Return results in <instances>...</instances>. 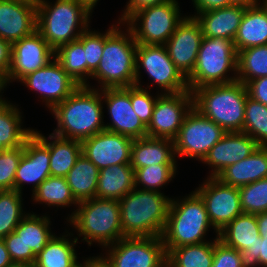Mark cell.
<instances>
[{
	"label": "cell",
	"mask_w": 267,
	"mask_h": 267,
	"mask_svg": "<svg viewBox=\"0 0 267 267\" xmlns=\"http://www.w3.org/2000/svg\"><path fill=\"white\" fill-rule=\"evenodd\" d=\"M89 86H79L51 110L58 124L52 134L64 139L83 141L105 130L102 89L100 92V89L98 91Z\"/></svg>",
	"instance_id": "cell-1"
},
{
	"label": "cell",
	"mask_w": 267,
	"mask_h": 267,
	"mask_svg": "<svg viewBox=\"0 0 267 267\" xmlns=\"http://www.w3.org/2000/svg\"><path fill=\"white\" fill-rule=\"evenodd\" d=\"M171 198L157 191L136 187L119 200L125 237L159 236L165 230Z\"/></svg>",
	"instance_id": "cell-2"
},
{
	"label": "cell",
	"mask_w": 267,
	"mask_h": 267,
	"mask_svg": "<svg viewBox=\"0 0 267 267\" xmlns=\"http://www.w3.org/2000/svg\"><path fill=\"white\" fill-rule=\"evenodd\" d=\"M193 107L219 125L225 132H242L246 85L236 80L225 84L202 86L193 92Z\"/></svg>",
	"instance_id": "cell-3"
},
{
	"label": "cell",
	"mask_w": 267,
	"mask_h": 267,
	"mask_svg": "<svg viewBox=\"0 0 267 267\" xmlns=\"http://www.w3.org/2000/svg\"><path fill=\"white\" fill-rule=\"evenodd\" d=\"M36 2V30L54 51L62 45L77 40L88 29L92 10L83 2L56 0L54 5L45 0ZM77 27H80L79 30Z\"/></svg>",
	"instance_id": "cell-4"
},
{
	"label": "cell",
	"mask_w": 267,
	"mask_h": 267,
	"mask_svg": "<svg viewBox=\"0 0 267 267\" xmlns=\"http://www.w3.org/2000/svg\"><path fill=\"white\" fill-rule=\"evenodd\" d=\"M126 30L128 34L112 25L105 33L102 58L91 76L99 80L101 89L135 85L137 43L132 31Z\"/></svg>",
	"instance_id": "cell-5"
},
{
	"label": "cell",
	"mask_w": 267,
	"mask_h": 267,
	"mask_svg": "<svg viewBox=\"0 0 267 267\" xmlns=\"http://www.w3.org/2000/svg\"><path fill=\"white\" fill-rule=\"evenodd\" d=\"M68 221L90 246L96 241L105 248L124 238L120 221V203L115 199L94 197L79 202Z\"/></svg>",
	"instance_id": "cell-6"
},
{
	"label": "cell",
	"mask_w": 267,
	"mask_h": 267,
	"mask_svg": "<svg viewBox=\"0 0 267 267\" xmlns=\"http://www.w3.org/2000/svg\"><path fill=\"white\" fill-rule=\"evenodd\" d=\"M210 226L204 200L196 191L180 202L171 199L162 234L166 253L172 248L207 242L203 238Z\"/></svg>",
	"instance_id": "cell-7"
},
{
	"label": "cell",
	"mask_w": 267,
	"mask_h": 267,
	"mask_svg": "<svg viewBox=\"0 0 267 267\" xmlns=\"http://www.w3.org/2000/svg\"><path fill=\"white\" fill-rule=\"evenodd\" d=\"M237 73V51L234 42L220 37H203L194 70L187 77L189 90L202 86L225 84L237 80L229 71ZM229 77V78H228Z\"/></svg>",
	"instance_id": "cell-8"
},
{
	"label": "cell",
	"mask_w": 267,
	"mask_h": 267,
	"mask_svg": "<svg viewBox=\"0 0 267 267\" xmlns=\"http://www.w3.org/2000/svg\"><path fill=\"white\" fill-rule=\"evenodd\" d=\"M179 8L176 0H168L134 12L125 22L137 44L164 45L184 19Z\"/></svg>",
	"instance_id": "cell-9"
},
{
	"label": "cell",
	"mask_w": 267,
	"mask_h": 267,
	"mask_svg": "<svg viewBox=\"0 0 267 267\" xmlns=\"http://www.w3.org/2000/svg\"><path fill=\"white\" fill-rule=\"evenodd\" d=\"M140 67L147 72L153 82L164 89V94H176L189 90L187 78L170 59L164 45L137 44L135 85L138 87L141 86Z\"/></svg>",
	"instance_id": "cell-10"
},
{
	"label": "cell",
	"mask_w": 267,
	"mask_h": 267,
	"mask_svg": "<svg viewBox=\"0 0 267 267\" xmlns=\"http://www.w3.org/2000/svg\"><path fill=\"white\" fill-rule=\"evenodd\" d=\"M225 133L219 125L192 107L174 139L175 155L202 161Z\"/></svg>",
	"instance_id": "cell-11"
},
{
	"label": "cell",
	"mask_w": 267,
	"mask_h": 267,
	"mask_svg": "<svg viewBox=\"0 0 267 267\" xmlns=\"http://www.w3.org/2000/svg\"><path fill=\"white\" fill-rule=\"evenodd\" d=\"M107 247L114 267H167L162 237H124Z\"/></svg>",
	"instance_id": "cell-12"
},
{
	"label": "cell",
	"mask_w": 267,
	"mask_h": 267,
	"mask_svg": "<svg viewBox=\"0 0 267 267\" xmlns=\"http://www.w3.org/2000/svg\"><path fill=\"white\" fill-rule=\"evenodd\" d=\"M192 107L193 94L190 90L158 95L147 126V137L174 140Z\"/></svg>",
	"instance_id": "cell-13"
},
{
	"label": "cell",
	"mask_w": 267,
	"mask_h": 267,
	"mask_svg": "<svg viewBox=\"0 0 267 267\" xmlns=\"http://www.w3.org/2000/svg\"><path fill=\"white\" fill-rule=\"evenodd\" d=\"M206 180L196 192L204 200L209 221L218 235V232L243 213L239 188L227 185L217 177H208Z\"/></svg>",
	"instance_id": "cell-14"
},
{
	"label": "cell",
	"mask_w": 267,
	"mask_h": 267,
	"mask_svg": "<svg viewBox=\"0 0 267 267\" xmlns=\"http://www.w3.org/2000/svg\"><path fill=\"white\" fill-rule=\"evenodd\" d=\"M20 81L31 90L40 93L41 98L44 99L43 102L45 101V105L50 110L63 102L80 86L55 58L45 67L26 75Z\"/></svg>",
	"instance_id": "cell-15"
},
{
	"label": "cell",
	"mask_w": 267,
	"mask_h": 267,
	"mask_svg": "<svg viewBox=\"0 0 267 267\" xmlns=\"http://www.w3.org/2000/svg\"><path fill=\"white\" fill-rule=\"evenodd\" d=\"M112 123L105 130L122 134L131 139L147 136V127L138 118L131 104V86L102 89Z\"/></svg>",
	"instance_id": "cell-16"
},
{
	"label": "cell",
	"mask_w": 267,
	"mask_h": 267,
	"mask_svg": "<svg viewBox=\"0 0 267 267\" xmlns=\"http://www.w3.org/2000/svg\"><path fill=\"white\" fill-rule=\"evenodd\" d=\"M55 51L41 34L35 30L32 34L11 44V66L8 81L21 80L26 75L45 67L53 60Z\"/></svg>",
	"instance_id": "cell-17"
},
{
	"label": "cell",
	"mask_w": 267,
	"mask_h": 267,
	"mask_svg": "<svg viewBox=\"0 0 267 267\" xmlns=\"http://www.w3.org/2000/svg\"><path fill=\"white\" fill-rule=\"evenodd\" d=\"M133 139L101 131L81 141L82 154L99 170L117 164H130Z\"/></svg>",
	"instance_id": "cell-18"
},
{
	"label": "cell",
	"mask_w": 267,
	"mask_h": 267,
	"mask_svg": "<svg viewBox=\"0 0 267 267\" xmlns=\"http://www.w3.org/2000/svg\"><path fill=\"white\" fill-rule=\"evenodd\" d=\"M203 37L199 22L186 16L164 44L170 59L186 78L195 68Z\"/></svg>",
	"instance_id": "cell-19"
},
{
	"label": "cell",
	"mask_w": 267,
	"mask_h": 267,
	"mask_svg": "<svg viewBox=\"0 0 267 267\" xmlns=\"http://www.w3.org/2000/svg\"><path fill=\"white\" fill-rule=\"evenodd\" d=\"M36 0H0V38L13 43L36 30Z\"/></svg>",
	"instance_id": "cell-20"
},
{
	"label": "cell",
	"mask_w": 267,
	"mask_h": 267,
	"mask_svg": "<svg viewBox=\"0 0 267 267\" xmlns=\"http://www.w3.org/2000/svg\"><path fill=\"white\" fill-rule=\"evenodd\" d=\"M23 146L24 152L14 179V190L22 193V185L32 183L34 192L51 175L50 152L49 148L34 133Z\"/></svg>",
	"instance_id": "cell-21"
},
{
	"label": "cell",
	"mask_w": 267,
	"mask_h": 267,
	"mask_svg": "<svg viewBox=\"0 0 267 267\" xmlns=\"http://www.w3.org/2000/svg\"><path fill=\"white\" fill-rule=\"evenodd\" d=\"M258 147L244 132H226L202 160L214 168L208 177H217L229 165L249 157Z\"/></svg>",
	"instance_id": "cell-22"
},
{
	"label": "cell",
	"mask_w": 267,
	"mask_h": 267,
	"mask_svg": "<svg viewBox=\"0 0 267 267\" xmlns=\"http://www.w3.org/2000/svg\"><path fill=\"white\" fill-rule=\"evenodd\" d=\"M246 8L231 4L192 17L199 22L204 37H220L234 41Z\"/></svg>",
	"instance_id": "cell-23"
},
{
	"label": "cell",
	"mask_w": 267,
	"mask_h": 267,
	"mask_svg": "<svg viewBox=\"0 0 267 267\" xmlns=\"http://www.w3.org/2000/svg\"><path fill=\"white\" fill-rule=\"evenodd\" d=\"M174 140L143 137L134 139L130 166L134 169L151 165H176Z\"/></svg>",
	"instance_id": "cell-24"
},
{
	"label": "cell",
	"mask_w": 267,
	"mask_h": 267,
	"mask_svg": "<svg viewBox=\"0 0 267 267\" xmlns=\"http://www.w3.org/2000/svg\"><path fill=\"white\" fill-rule=\"evenodd\" d=\"M217 178L237 188L267 178V146H259L249 157L229 165Z\"/></svg>",
	"instance_id": "cell-25"
},
{
	"label": "cell",
	"mask_w": 267,
	"mask_h": 267,
	"mask_svg": "<svg viewBox=\"0 0 267 267\" xmlns=\"http://www.w3.org/2000/svg\"><path fill=\"white\" fill-rule=\"evenodd\" d=\"M49 220L47 216L39 217V215L29 213L14 229L24 243L26 264L34 265L36 256L54 236L49 230Z\"/></svg>",
	"instance_id": "cell-26"
},
{
	"label": "cell",
	"mask_w": 267,
	"mask_h": 267,
	"mask_svg": "<svg viewBox=\"0 0 267 267\" xmlns=\"http://www.w3.org/2000/svg\"><path fill=\"white\" fill-rule=\"evenodd\" d=\"M236 51L267 45V10L261 4L245 9L234 39Z\"/></svg>",
	"instance_id": "cell-27"
},
{
	"label": "cell",
	"mask_w": 267,
	"mask_h": 267,
	"mask_svg": "<svg viewBox=\"0 0 267 267\" xmlns=\"http://www.w3.org/2000/svg\"><path fill=\"white\" fill-rule=\"evenodd\" d=\"M33 133L49 148L51 176L66 177L82 154L81 141L50 134L48 138L54 140L49 142L41 133L35 130Z\"/></svg>",
	"instance_id": "cell-28"
},
{
	"label": "cell",
	"mask_w": 267,
	"mask_h": 267,
	"mask_svg": "<svg viewBox=\"0 0 267 267\" xmlns=\"http://www.w3.org/2000/svg\"><path fill=\"white\" fill-rule=\"evenodd\" d=\"M134 188V169L130 164H117L99 170L97 198L120 200Z\"/></svg>",
	"instance_id": "cell-29"
},
{
	"label": "cell",
	"mask_w": 267,
	"mask_h": 267,
	"mask_svg": "<svg viewBox=\"0 0 267 267\" xmlns=\"http://www.w3.org/2000/svg\"><path fill=\"white\" fill-rule=\"evenodd\" d=\"M260 237L256 214L242 213L218 232V239L237 251L246 250Z\"/></svg>",
	"instance_id": "cell-30"
},
{
	"label": "cell",
	"mask_w": 267,
	"mask_h": 267,
	"mask_svg": "<svg viewBox=\"0 0 267 267\" xmlns=\"http://www.w3.org/2000/svg\"><path fill=\"white\" fill-rule=\"evenodd\" d=\"M99 169L83 154L65 177L78 202L96 197Z\"/></svg>",
	"instance_id": "cell-31"
},
{
	"label": "cell",
	"mask_w": 267,
	"mask_h": 267,
	"mask_svg": "<svg viewBox=\"0 0 267 267\" xmlns=\"http://www.w3.org/2000/svg\"><path fill=\"white\" fill-rule=\"evenodd\" d=\"M21 112L10 102L0 104V151L22 146L34 129L21 127Z\"/></svg>",
	"instance_id": "cell-32"
},
{
	"label": "cell",
	"mask_w": 267,
	"mask_h": 267,
	"mask_svg": "<svg viewBox=\"0 0 267 267\" xmlns=\"http://www.w3.org/2000/svg\"><path fill=\"white\" fill-rule=\"evenodd\" d=\"M66 235L53 236L44 249L36 256L34 267H79L74 246L78 238L69 241Z\"/></svg>",
	"instance_id": "cell-33"
},
{
	"label": "cell",
	"mask_w": 267,
	"mask_h": 267,
	"mask_svg": "<svg viewBox=\"0 0 267 267\" xmlns=\"http://www.w3.org/2000/svg\"><path fill=\"white\" fill-rule=\"evenodd\" d=\"M214 241L184 245L167 252V267H212Z\"/></svg>",
	"instance_id": "cell-34"
},
{
	"label": "cell",
	"mask_w": 267,
	"mask_h": 267,
	"mask_svg": "<svg viewBox=\"0 0 267 267\" xmlns=\"http://www.w3.org/2000/svg\"><path fill=\"white\" fill-rule=\"evenodd\" d=\"M54 58L66 73L80 86L87 85V61L83 44L77 39L60 46Z\"/></svg>",
	"instance_id": "cell-35"
},
{
	"label": "cell",
	"mask_w": 267,
	"mask_h": 267,
	"mask_svg": "<svg viewBox=\"0 0 267 267\" xmlns=\"http://www.w3.org/2000/svg\"><path fill=\"white\" fill-rule=\"evenodd\" d=\"M237 80L247 84L267 76V45L250 47L237 52Z\"/></svg>",
	"instance_id": "cell-36"
},
{
	"label": "cell",
	"mask_w": 267,
	"mask_h": 267,
	"mask_svg": "<svg viewBox=\"0 0 267 267\" xmlns=\"http://www.w3.org/2000/svg\"><path fill=\"white\" fill-rule=\"evenodd\" d=\"M33 200L48 206L65 207L79 202L72 194L65 177L49 176L33 192Z\"/></svg>",
	"instance_id": "cell-37"
},
{
	"label": "cell",
	"mask_w": 267,
	"mask_h": 267,
	"mask_svg": "<svg viewBox=\"0 0 267 267\" xmlns=\"http://www.w3.org/2000/svg\"><path fill=\"white\" fill-rule=\"evenodd\" d=\"M21 196L16 190L0 191V239L12 233L26 216Z\"/></svg>",
	"instance_id": "cell-38"
},
{
	"label": "cell",
	"mask_w": 267,
	"mask_h": 267,
	"mask_svg": "<svg viewBox=\"0 0 267 267\" xmlns=\"http://www.w3.org/2000/svg\"><path fill=\"white\" fill-rule=\"evenodd\" d=\"M259 146H267V106L247 96L243 130Z\"/></svg>",
	"instance_id": "cell-39"
},
{
	"label": "cell",
	"mask_w": 267,
	"mask_h": 267,
	"mask_svg": "<svg viewBox=\"0 0 267 267\" xmlns=\"http://www.w3.org/2000/svg\"><path fill=\"white\" fill-rule=\"evenodd\" d=\"M177 165H151L134 171L135 187L143 186L142 190L157 191L174 178Z\"/></svg>",
	"instance_id": "cell-40"
},
{
	"label": "cell",
	"mask_w": 267,
	"mask_h": 267,
	"mask_svg": "<svg viewBox=\"0 0 267 267\" xmlns=\"http://www.w3.org/2000/svg\"><path fill=\"white\" fill-rule=\"evenodd\" d=\"M256 221L260 237L254 245L239 251L242 267H267V212L256 214Z\"/></svg>",
	"instance_id": "cell-41"
},
{
	"label": "cell",
	"mask_w": 267,
	"mask_h": 267,
	"mask_svg": "<svg viewBox=\"0 0 267 267\" xmlns=\"http://www.w3.org/2000/svg\"><path fill=\"white\" fill-rule=\"evenodd\" d=\"M239 194L243 213L267 212V178L239 187Z\"/></svg>",
	"instance_id": "cell-42"
},
{
	"label": "cell",
	"mask_w": 267,
	"mask_h": 267,
	"mask_svg": "<svg viewBox=\"0 0 267 267\" xmlns=\"http://www.w3.org/2000/svg\"><path fill=\"white\" fill-rule=\"evenodd\" d=\"M78 40L83 44L87 61V76L91 77L99 66L102 58L105 33L85 30Z\"/></svg>",
	"instance_id": "cell-43"
},
{
	"label": "cell",
	"mask_w": 267,
	"mask_h": 267,
	"mask_svg": "<svg viewBox=\"0 0 267 267\" xmlns=\"http://www.w3.org/2000/svg\"><path fill=\"white\" fill-rule=\"evenodd\" d=\"M24 152V146L1 151L0 153V191L14 190L16 170Z\"/></svg>",
	"instance_id": "cell-44"
},
{
	"label": "cell",
	"mask_w": 267,
	"mask_h": 267,
	"mask_svg": "<svg viewBox=\"0 0 267 267\" xmlns=\"http://www.w3.org/2000/svg\"><path fill=\"white\" fill-rule=\"evenodd\" d=\"M156 100L157 97L154 98L150 95L148 90L136 85L131 86L132 107L138 118L146 127L150 123Z\"/></svg>",
	"instance_id": "cell-45"
},
{
	"label": "cell",
	"mask_w": 267,
	"mask_h": 267,
	"mask_svg": "<svg viewBox=\"0 0 267 267\" xmlns=\"http://www.w3.org/2000/svg\"><path fill=\"white\" fill-rule=\"evenodd\" d=\"M212 267H242L240 253L218 239H214V257Z\"/></svg>",
	"instance_id": "cell-46"
},
{
	"label": "cell",
	"mask_w": 267,
	"mask_h": 267,
	"mask_svg": "<svg viewBox=\"0 0 267 267\" xmlns=\"http://www.w3.org/2000/svg\"><path fill=\"white\" fill-rule=\"evenodd\" d=\"M13 263H25L24 243L14 231L3 238Z\"/></svg>",
	"instance_id": "cell-47"
},
{
	"label": "cell",
	"mask_w": 267,
	"mask_h": 267,
	"mask_svg": "<svg viewBox=\"0 0 267 267\" xmlns=\"http://www.w3.org/2000/svg\"><path fill=\"white\" fill-rule=\"evenodd\" d=\"M246 88L249 97L267 106V76L249 81Z\"/></svg>",
	"instance_id": "cell-48"
},
{
	"label": "cell",
	"mask_w": 267,
	"mask_h": 267,
	"mask_svg": "<svg viewBox=\"0 0 267 267\" xmlns=\"http://www.w3.org/2000/svg\"><path fill=\"white\" fill-rule=\"evenodd\" d=\"M168 0H129V2L126 5V10H124V13L122 14L121 19L119 18V24L122 22L125 24V21L136 11L147 7V6H153L156 4H160L163 2H166ZM124 21V22H123Z\"/></svg>",
	"instance_id": "cell-49"
},
{
	"label": "cell",
	"mask_w": 267,
	"mask_h": 267,
	"mask_svg": "<svg viewBox=\"0 0 267 267\" xmlns=\"http://www.w3.org/2000/svg\"><path fill=\"white\" fill-rule=\"evenodd\" d=\"M198 13L211 11L231 5L228 0H192Z\"/></svg>",
	"instance_id": "cell-50"
},
{
	"label": "cell",
	"mask_w": 267,
	"mask_h": 267,
	"mask_svg": "<svg viewBox=\"0 0 267 267\" xmlns=\"http://www.w3.org/2000/svg\"><path fill=\"white\" fill-rule=\"evenodd\" d=\"M11 66V43L0 38V71L8 75Z\"/></svg>",
	"instance_id": "cell-51"
},
{
	"label": "cell",
	"mask_w": 267,
	"mask_h": 267,
	"mask_svg": "<svg viewBox=\"0 0 267 267\" xmlns=\"http://www.w3.org/2000/svg\"><path fill=\"white\" fill-rule=\"evenodd\" d=\"M83 265L84 267H114L106 257L104 258V256L87 258Z\"/></svg>",
	"instance_id": "cell-52"
},
{
	"label": "cell",
	"mask_w": 267,
	"mask_h": 267,
	"mask_svg": "<svg viewBox=\"0 0 267 267\" xmlns=\"http://www.w3.org/2000/svg\"><path fill=\"white\" fill-rule=\"evenodd\" d=\"M13 264V261L7 251L3 239H0V267H7Z\"/></svg>",
	"instance_id": "cell-53"
},
{
	"label": "cell",
	"mask_w": 267,
	"mask_h": 267,
	"mask_svg": "<svg viewBox=\"0 0 267 267\" xmlns=\"http://www.w3.org/2000/svg\"><path fill=\"white\" fill-rule=\"evenodd\" d=\"M232 5H241L245 7H250L258 4V0H228Z\"/></svg>",
	"instance_id": "cell-54"
},
{
	"label": "cell",
	"mask_w": 267,
	"mask_h": 267,
	"mask_svg": "<svg viewBox=\"0 0 267 267\" xmlns=\"http://www.w3.org/2000/svg\"><path fill=\"white\" fill-rule=\"evenodd\" d=\"M8 83L9 81H8L7 75L4 72L0 71V93L2 89L6 87ZM1 96L2 95H0V104L6 102V100L2 99Z\"/></svg>",
	"instance_id": "cell-55"
},
{
	"label": "cell",
	"mask_w": 267,
	"mask_h": 267,
	"mask_svg": "<svg viewBox=\"0 0 267 267\" xmlns=\"http://www.w3.org/2000/svg\"><path fill=\"white\" fill-rule=\"evenodd\" d=\"M78 1L86 4L91 10H93V8L95 7V5L98 2V0H78Z\"/></svg>",
	"instance_id": "cell-56"
},
{
	"label": "cell",
	"mask_w": 267,
	"mask_h": 267,
	"mask_svg": "<svg viewBox=\"0 0 267 267\" xmlns=\"http://www.w3.org/2000/svg\"><path fill=\"white\" fill-rule=\"evenodd\" d=\"M7 267H34V265L26 264V263H13Z\"/></svg>",
	"instance_id": "cell-57"
},
{
	"label": "cell",
	"mask_w": 267,
	"mask_h": 267,
	"mask_svg": "<svg viewBox=\"0 0 267 267\" xmlns=\"http://www.w3.org/2000/svg\"><path fill=\"white\" fill-rule=\"evenodd\" d=\"M262 1H264V2L262 3V5H263L264 8L267 10V0H262Z\"/></svg>",
	"instance_id": "cell-58"
}]
</instances>
